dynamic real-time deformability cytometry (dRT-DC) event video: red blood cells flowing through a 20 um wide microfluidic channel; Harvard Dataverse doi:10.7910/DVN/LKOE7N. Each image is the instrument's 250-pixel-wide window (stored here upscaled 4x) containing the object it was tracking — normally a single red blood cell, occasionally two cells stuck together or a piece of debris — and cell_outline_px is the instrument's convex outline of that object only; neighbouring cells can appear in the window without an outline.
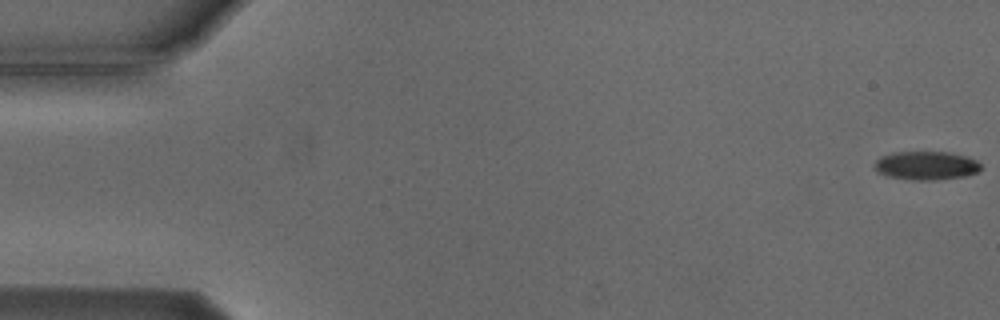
{"species": "Egyptian fruit bat (a non-hibernating species)", "species_latin": "Rousettus aegyptiacus", "temperature_condition": "cold", "stored_images_in_passage": 5, "camera_frame_rate_fps": 3000, "um_per_image_px": 0.085, "animal": {"sex": "male"}, "frame": {"image": 1, "passage_image": 1, "time_ms": 0.0, "image_size_px": [1000, 320], "cell_outline_px": [[980, 168], [976, 172], [964, 176], [932, 180], [912, 180], [888, 176], [876, 172], [872, 164], [880, 156], [892, 152], [948, 152], [964, 156], [976, 160], [980, 164]], "centroid_in_image_um": [78.64, 14.07], "position_along_channel_um": 6.4, "area_um2": 17.69}}
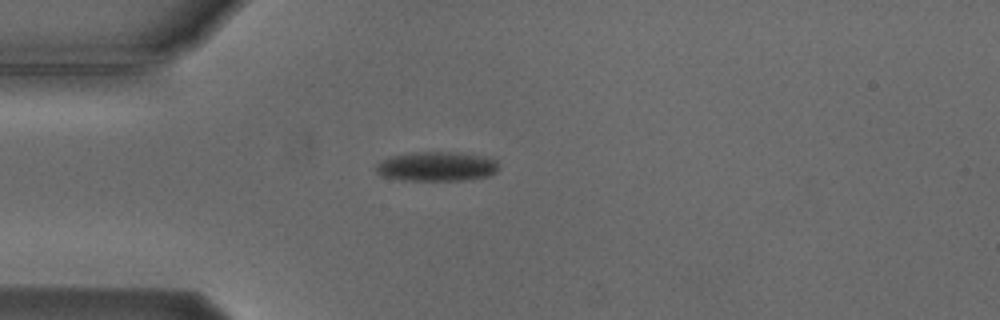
{"frame": {"image": 2, "passage_image": 5, "time_ms": 4.667, "image_size_px": [1000, 320], "cell_outline_px": [[500, 168], [496, 172], [488, 176], [464, 180], [404, 180], [384, 176], [376, 172], [376, 164], [388, 156], [416, 152], [460, 152], [484, 156], [496, 160], [500, 164]], "centroid_in_image_um": [37.15, 14.14], "position_along_channel_um": 47.8, "area_um2": 21.21}}